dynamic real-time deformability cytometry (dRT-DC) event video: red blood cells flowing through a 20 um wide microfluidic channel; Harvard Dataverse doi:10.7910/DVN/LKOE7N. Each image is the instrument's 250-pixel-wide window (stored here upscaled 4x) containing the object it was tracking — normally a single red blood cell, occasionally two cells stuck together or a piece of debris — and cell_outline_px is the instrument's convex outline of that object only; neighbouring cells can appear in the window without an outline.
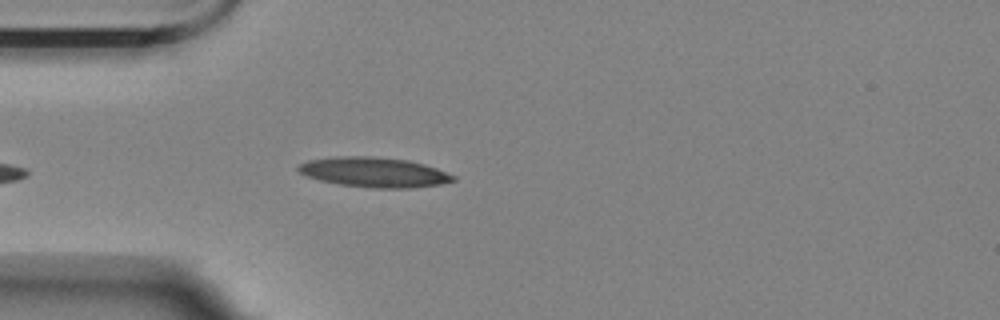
{"species": "Egyptian fruit bat (a non-hibernating species)", "species_latin": "Rousettus aegyptiacus", "temperature_condition": "room temperature", "stored_images_in_passage": 41, "camera_frame_rate_fps": 3000, "um_per_image_px": 0.085, "animal": {"sex": "female"}, "frame": {"image": 1, "passage_image": 2, "time_ms": 0.333, "image_size_px": [1000, 320], "cell_outline_px": [[456, 180], [440, 184], [412, 188], [372, 188], [340, 184], [320, 180], [308, 176], [300, 172], [296, 168], [300, 164], [308, 160], [336, 156], [372, 156], [408, 160], [424, 164], [436, 168], [456, 176]], "centroid_in_image_um": [31.82, 14.63], "position_along_channel_um": 53.2, "area_um2": 26.93}}
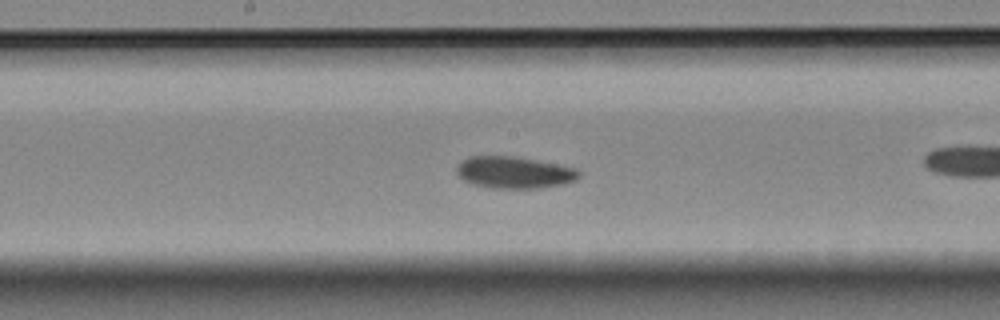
{"frame": {"image": 2, "passage_image": 12, "time_ms": 3.667, "image_size_px": [1000, 320], "cell_outline_px": [[580, 176], [576, 180], [564, 184], [540, 188], [492, 188], [472, 184], [456, 176], [456, 168], [468, 156], [512, 156], [556, 164], [576, 168], [580, 172]], "centroid_in_image_um": [43.69, 14.67], "position_along_channel_um": 204.5, "area_um2": 22.66}}
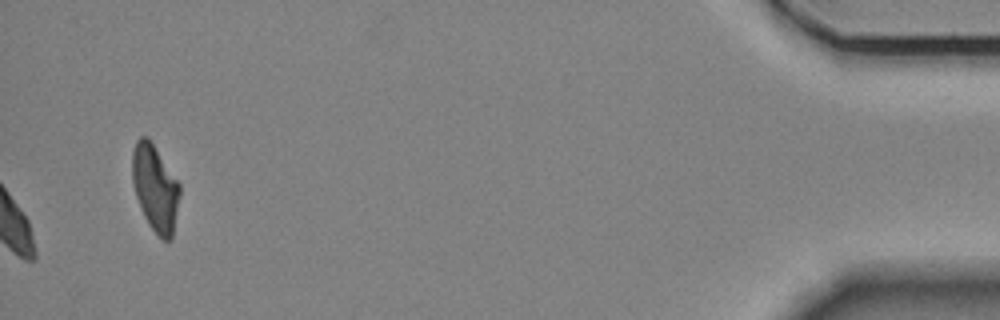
{"frame": {"image": 3, "passage_image": 41, "time_ms": 13.333, "image_size_px": [1000, 320], "cell_outline_px": [[180, 196], [172, 240], [160, 240], [156, 236], [148, 224], [140, 208], [132, 184], [132, 148], [136, 140], [140, 136], [148, 136], [180, 184]], "centroid_in_image_um": [13.18, 16.0], "position_along_channel_um": 422.0, "area_um2": 24.39}, "authors_computed_cell_mechanics": {"area_um2": 22.1952, "velocity_mm_per_s": 3.4537, "shape_relaxation_time_tau1_ms": 4.8648, "shape_relaxation_time_tau2_ms": 8.4679, "deformation_change_tau1": 0.1067, "deformation_change_tau2": 0.0989}}